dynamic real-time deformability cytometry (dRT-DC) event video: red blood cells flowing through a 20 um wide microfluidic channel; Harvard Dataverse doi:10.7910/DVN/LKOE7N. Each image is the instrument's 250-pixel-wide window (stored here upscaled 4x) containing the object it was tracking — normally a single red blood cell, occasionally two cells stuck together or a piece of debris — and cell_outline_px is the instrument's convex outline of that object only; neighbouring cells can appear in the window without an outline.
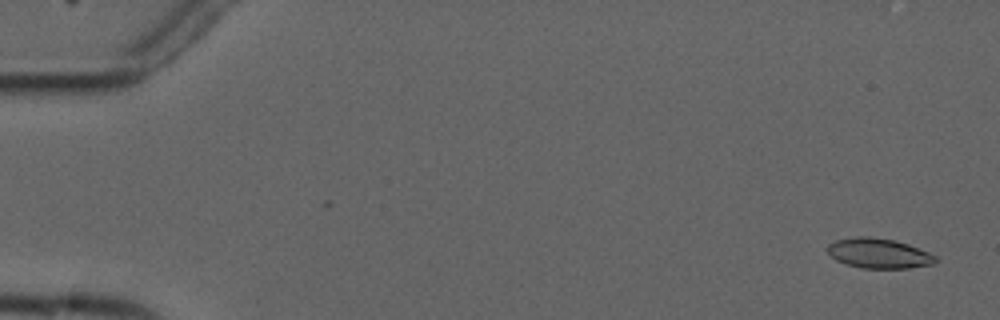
{"species": "common noctule bat (a hibernating species)", "species_latin": "Nyctalus noctula", "temperature_condition": "cold", "stored_images_in_passage": 4, "camera_frame_rate_fps": 3000, "um_per_image_px": 0.085, "animal": {"sex": "male", "forearm_length_mm": 52.5}, "frame": {"image": 1, "passage_image": 1, "time_ms": 0.0, "image_size_px": [1000, 320], "cell_outline_px": [[940, 260], [932, 264], [908, 268], [860, 268], [836, 260], [828, 252], [828, 244], [836, 240], [856, 236], [868, 236], [892, 240], [908, 244], [928, 252], [936, 256]], "centroid_in_image_um": [74.71, 21.53], "position_along_channel_um": 10.3, "area_um2": 18.73}}
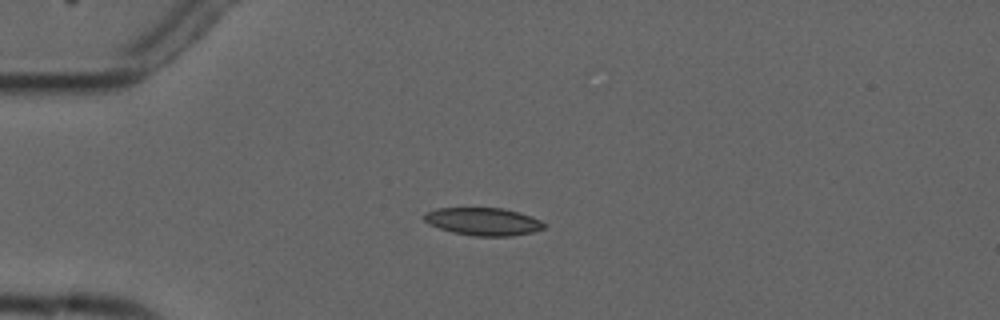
{"frame": {"image": 2, "passage_image": 4, "time_ms": 4.0, "image_size_px": [1000, 320], "cell_outline_px": [[548, 224], [544, 228], [532, 232], [512, 236], [472, 236], [452, 232], [428, 224], [424, 220], [424, 212], [436, 208], [504, 208], [520, 212], [532, 216]], "centroid_in_image_um": [41.09, 18.83], "position_along_channel_um": 43.9, "area_um2": 19.59}}